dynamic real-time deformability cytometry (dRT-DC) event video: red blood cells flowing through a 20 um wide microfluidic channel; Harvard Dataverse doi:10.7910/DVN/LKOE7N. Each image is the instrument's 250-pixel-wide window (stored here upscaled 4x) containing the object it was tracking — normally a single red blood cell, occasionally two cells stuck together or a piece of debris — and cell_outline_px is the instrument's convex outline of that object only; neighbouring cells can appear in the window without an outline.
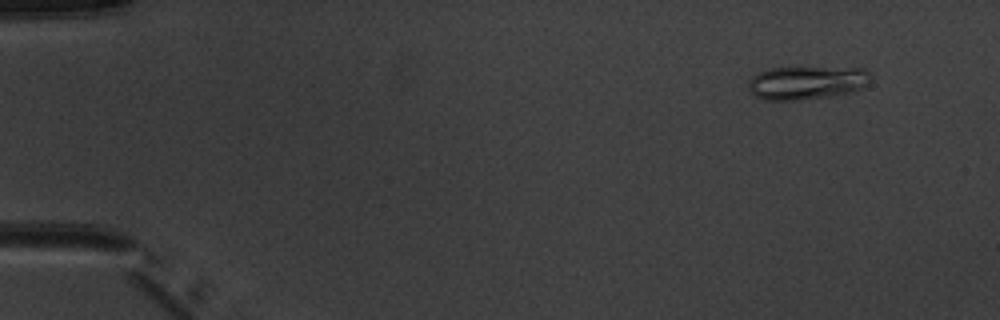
{"species": "common noctule bat (a hibernating species)", "species_latin": "Nyctalus noctula", "temperature_condition": "warm", "stored_images_in_passage": 5, "camera_frame_rate_fps": 3000, "um_per_image_px": 0.085, "animal": {"sex": "male", "body_mass_g": 20.1, "forearm_length_mm": 53.5}, "frame": {"image": 1, "passage_image": 2, "time_ms": 1.333, "image_size_px": [1000, 320], "cell_outline_px": [[872, 76], [864, 88], [852, 92], [828, 96], [800, 100], [764, 100], [756, 96], [748, 88], [748, 84], [752, 76], [760, 72], [772, 68], [864, 68]], "centroid_in_image_um": [68.59, 7.03], "position_along_channel_um": 16.4, "area_um2": 23.64}}